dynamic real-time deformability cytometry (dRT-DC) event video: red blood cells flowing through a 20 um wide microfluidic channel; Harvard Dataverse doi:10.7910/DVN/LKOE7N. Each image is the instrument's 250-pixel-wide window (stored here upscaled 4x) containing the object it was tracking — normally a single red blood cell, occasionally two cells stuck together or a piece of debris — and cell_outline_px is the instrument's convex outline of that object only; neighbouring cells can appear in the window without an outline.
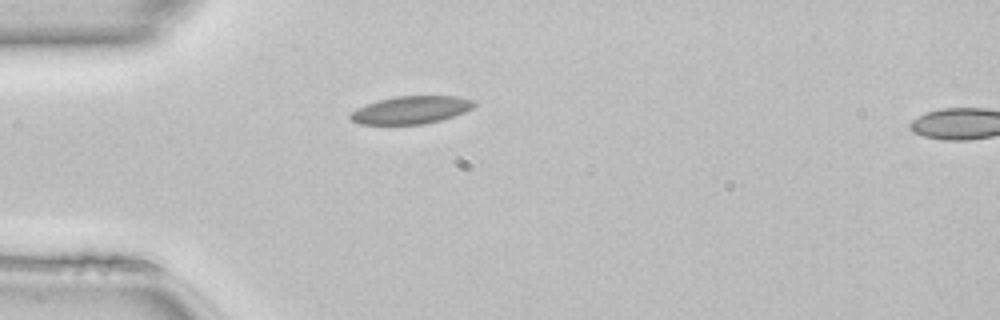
{"species": "common noctule bat (a hibernating species)", "species_latin": "Nyctalus noctula", "temperature_condition": "room temperature", "stored_images_in_passage": 37, "camera_frame_rate_fps": 3000, "um_per_image_px": 0.085, "animal": {"sex": "female", "body_mass_g": 22.7, "forearm_length_mm": 54.2}, "frame": {"image": 1, "passage_image": 1, "time_ms": 0.0, "image_size_px": [1000, 320], "cell_outline_px": [[476, 104], [472, 108], [464, 112], [440, 120], [424, 124], [360, 124], [352, 120], [348, 116], [356, 108], [376, 100], [396, 96], [456, 96], [476, 100]], "centroid_in_image_um": [34.93, 9.33], "position_along_channel_um": 50.1, "area_um2": 20.0}}
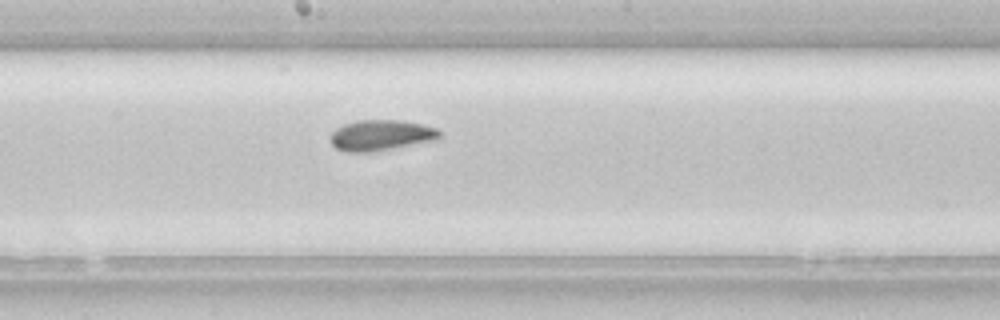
{"frame": {"image": 2, "passage_image": 14, "time_ms": 4.333, "image_size_px": [1000, 320], "cell_outline_px": [[440, 140], [368, 152], [344, 152], [336, 148], [328, 140], [328, 136], [336, 128], [344, 124], [356, 120], [400, 120], [420, 124], [436, 128], [440, 132]], "centroid_in_image_um": [32.35, 11.5], "position_along_channel_um": 215.9, "area_um2": 19.71}}
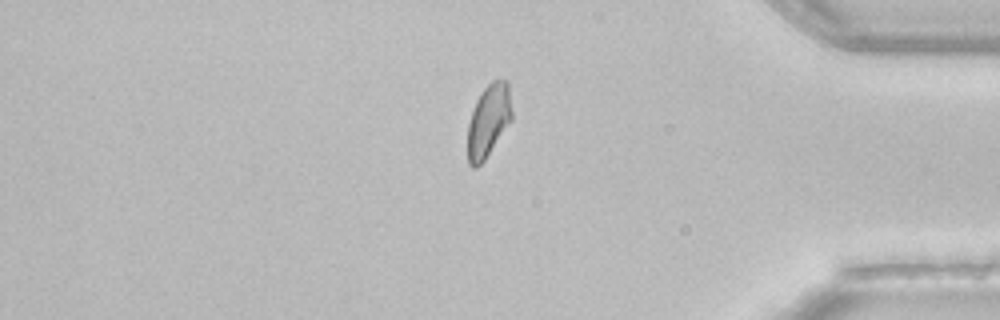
{"frame": {"image": 3, "passage_image": 29, "time_ms": 9.333, "image_size_px": [1000, 320], "cell_outline_px": [[512, 120], [484, 160], [476, 168], [472, 168], [468, 164], [468, 124], [472, 108], [480, 92], [492, 80], [508, 80], [512, 112]], "centroid_in_image_um": [41.52, 10.24], "position_along_channel_um": 393.7, "area_um2": 18.84}, "authors_computed_cell_mechanics": {"area_um2": 19.3052, "velocity_mm_per_s": 4.1239, "shape_relaxation_time_tau1_ms": null, "shape_relaxation_time_tau2_ms": 1.8609, "deformation_change_tau1": null, "deformation_change_tau2": 0.0563}}